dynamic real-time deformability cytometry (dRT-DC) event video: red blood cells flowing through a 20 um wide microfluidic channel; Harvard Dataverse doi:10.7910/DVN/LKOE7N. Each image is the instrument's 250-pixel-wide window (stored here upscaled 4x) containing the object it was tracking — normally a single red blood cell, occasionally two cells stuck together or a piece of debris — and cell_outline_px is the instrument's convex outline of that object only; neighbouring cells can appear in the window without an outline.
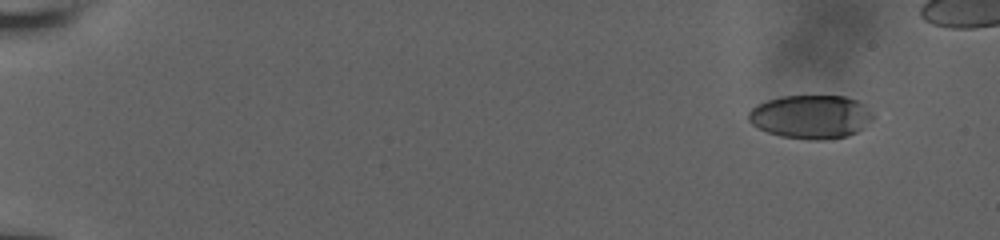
{"species": "human", "species_latin": "Homo sapiens", "temperature_condition": "room temperature", "stored_images_in_passage": 55, "segment_of_instrument_passage": [1, 2], "camera_frame_rate_fps": 3000, "um_per_image_px": 0.085, "donor": {"sex": "male"}, "frame": {"image": 1, "passage_image": 1, "time_ms": 0.0, "image_size_px": [1000, 240], "cell_outline_px": [[876, 116], [872, 120], [856, 132], [848, 136], [824, 140], [808, 140], [784, 136], [768, 132], [752, 124], [748, 120], [748, 112], [756, 104], [780, 96], [844, 96], [856, 100], [864, 104]], "centroid_in_image_um": [68.94, 9.92], "position_along_channel_um": 16.1, "area_um2": 31.67}}
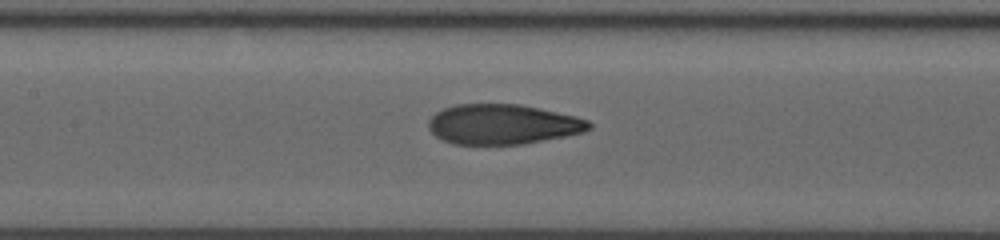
{"frame": {"image": 2, "passage_image": 26, "time_ms": 8.333, "image_size_px": [1000, 240], "cell_outline_px": [[592, 128], [584, 132], [564, 136], [520, 144], [452, 144], [436, 136], [428, 128], [428, 120], [436, 112], [444, 108], [456, 104], [520, 104], [576, 116], [588, 120], [592, 124]], "centroid_in_image_um": [42.72, 10.56], "position_along_channel_um": 164.7, "area_um2": 37.34}}
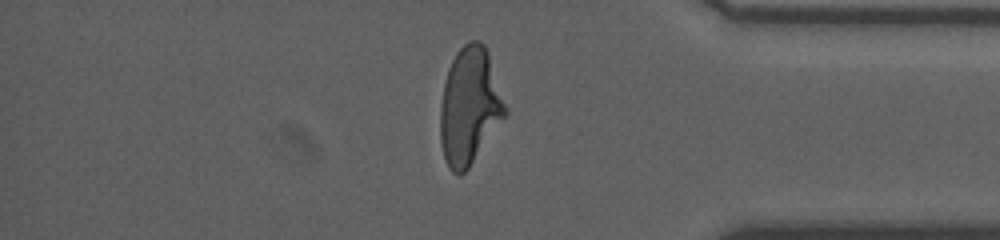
{"frame": {"image": 3, "passage_image": 46, "time_ms": 15.0, "image_size_px": [1000, 240], "cell_outline_px": [[508, 112], [468, 168], [460, 176], [452, 172], [448, 168], [444, 156], [440, 140], [440, 104], [444, 84], [448, 68], [456, 52], [468, 40], [480, 40], [484, 44], [488, 52], [508, 108]], "centroid_in_image_um": [39.91, 9.0], "position_along_channel_um": 395.3, "area_um2": 44.33}}